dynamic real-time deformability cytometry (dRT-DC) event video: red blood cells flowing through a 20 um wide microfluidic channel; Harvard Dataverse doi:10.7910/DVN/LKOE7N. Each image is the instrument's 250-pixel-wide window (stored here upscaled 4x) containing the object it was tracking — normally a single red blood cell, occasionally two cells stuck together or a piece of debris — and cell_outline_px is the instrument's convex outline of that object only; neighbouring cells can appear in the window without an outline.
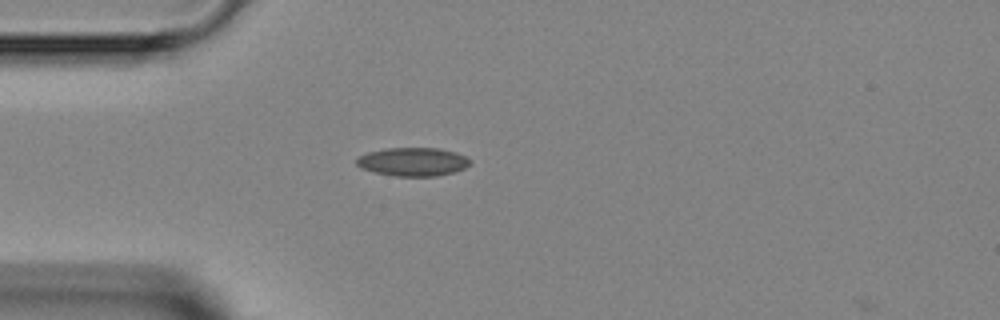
{"species": "Egyptian fruit bat (a non-hibernating species)", "species_latin": "Rousettus aegyptiacus", "temperature_condition": "room temperature", "stored_images_in_passage": 1, "camera_frame_rate_fps": 3000, "um_per_image_px": 0.085, "animal": {"sex": "female"}, "frame": {"image": 1, "passage_image": 1, "time_ms": 0.0, "image_size_px": [1000, 320], "cell_outline_px": [[472, 160], [464, 168], [452, 172], [436, 176], [396, 176], [376, 172], [360, 168], [356, 164], [356, 156], [368, 152], [384, 148], [440, 148], [456, 152]], "centroid_in_image_um": [35.06, 13.74], "position_along_channel_um": 49.9, "area_um2": 18.84}}